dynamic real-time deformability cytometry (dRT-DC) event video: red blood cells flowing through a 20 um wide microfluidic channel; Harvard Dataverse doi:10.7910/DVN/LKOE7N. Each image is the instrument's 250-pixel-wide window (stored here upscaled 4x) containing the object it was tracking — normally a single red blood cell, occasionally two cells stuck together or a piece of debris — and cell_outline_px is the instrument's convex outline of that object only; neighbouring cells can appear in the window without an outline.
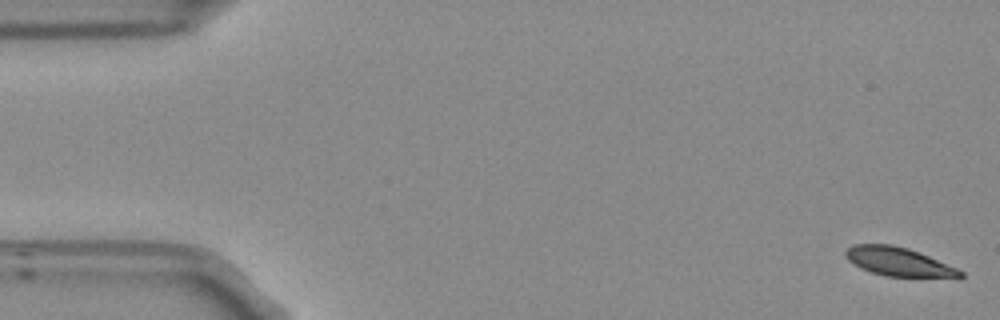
{"species": "Egyptian fruit bat (a non-hibernating species)", "species_latin": "Rousettus aegyptiacus", "temperature_condition": "room temperature", "stored_images_in_passage": 55, "segment_of_instrument_passage": [1, 2], "camera_frame_rate_fps": 3000, "um_per_image_px": 0.085, "frame": {"image": 1, "passage_image": 1, "time_ms": 0.0, "image_size_px": [1000, 320], "cell_outline_px": [[964, 276], [884, 276], [860, 268], [848, 260], [844, 256], [844, 252], [852, 244], [892, 244], [908, 248], [928, 256], [956, 268], [964, 272]], "centroid_in_image_um": [76.27, 22.22], "position_along_channel_um": 8.7, "area_um2": 18.73}}
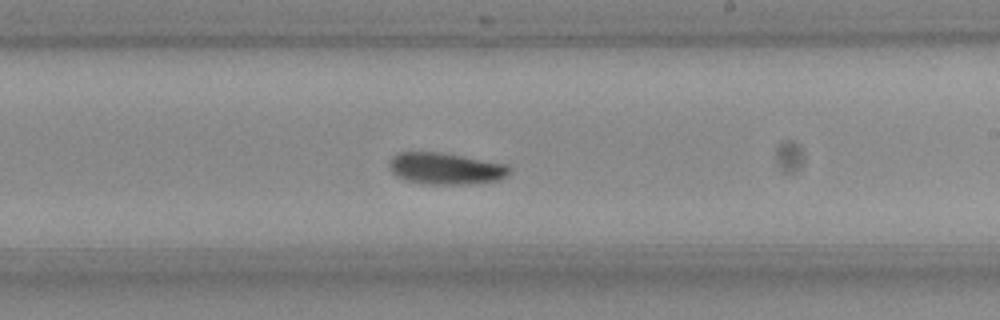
{"frame": {"image": 2, "passage_image": 31, "time_ms": 10.0, "image_size_px": [1000, 320], "cell_outline_px": [[512, 168], [508, 176], [496, 180], [464, 184], [424, 184], [404, 180], [396, 176], [388, 168], [388, 160], [396, 152], [440, 152], [508, 164]], "centroid_in_image_um": [37.83, 14.32], "position_along_channel_um": 251.2, "area_um2": 22.43}}
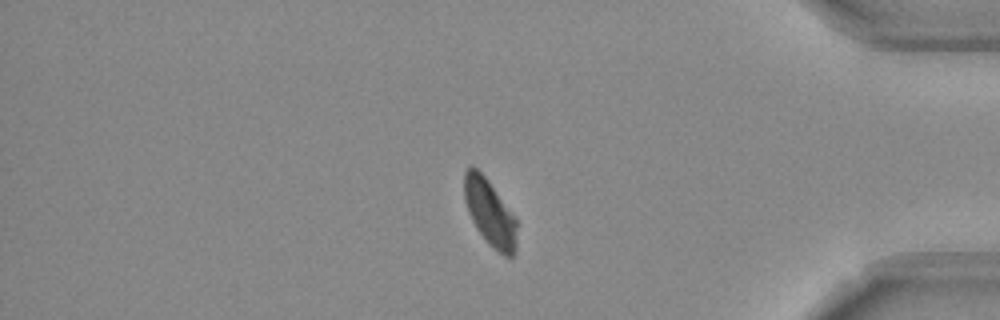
{"frame": {"image": 3, "passage_image": 45, "time_ms": 14.667, "image_size_px": [1000, 320], "cell_outline_px": [[516, 252], [512, 256], [504, 256], [488, 244], [476, 228], [468, 212], [464, 196], [464, 172], [472, 164], [488, 180], [516, 216]], "centroid_in_image_um": [41.64, 18.08], "position_along_channel_um": 393.6, "area_um2": 20.46}}